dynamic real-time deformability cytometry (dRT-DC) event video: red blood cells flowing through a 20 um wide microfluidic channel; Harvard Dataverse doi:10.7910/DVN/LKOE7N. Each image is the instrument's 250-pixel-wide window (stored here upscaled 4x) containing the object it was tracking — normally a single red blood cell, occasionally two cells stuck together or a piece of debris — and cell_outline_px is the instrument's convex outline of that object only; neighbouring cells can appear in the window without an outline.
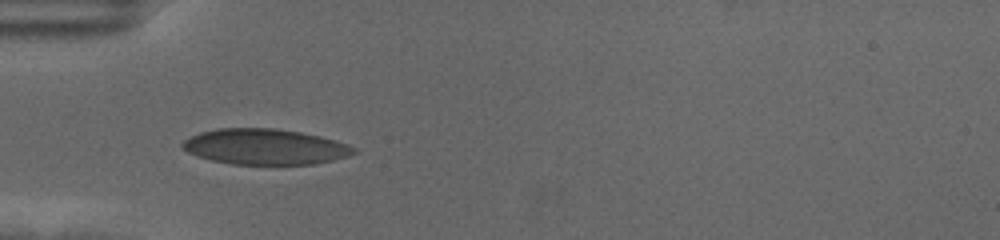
{"species": "human", "species_latin": "Homo sapiens", "temperature_condition": "cold", "stored_images_in_passage": 40, "camera_frame_rate_fps": 3000, "um_per_image_px": 0.085, "donor": {"sex": "female"}, "frame": {"image": 1, "passage_image": 1, "time_ms": 0.0, "image_size_px": [1000, 240], "cell_outline_px": [[356, 152], [348, 156], [316, 164], [232, 164], [212, 160], [196, 156], [188, 152], [180, 144], [184, 140], [200, 132], [216, 128], [276, 128], [300, 132], [320, 136], [336, 140], [348, 144], [356, 148]], "centroid_in_image_um": [22.53, 12.47], "position_along_channel_um": 62.5, "area_um2": 35.6}}
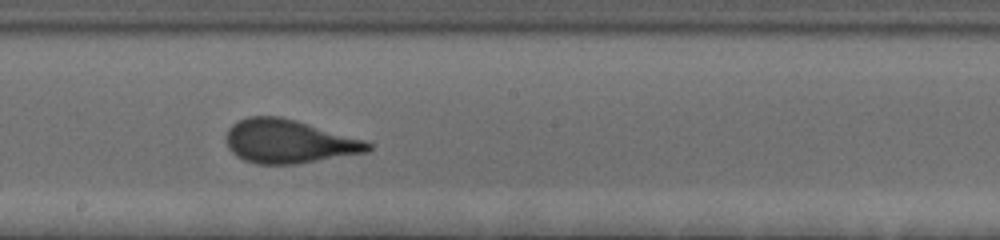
{"frame": {"image": 2, "passage_image": 15, "time_ms": 4.667, "image_size_px": [1000, 240], "cell_outline_px": [[372, 148], [368, 152], [296, 164], [256, 164], [244, 160], [236, 156], [228, 148], [228, 128], [232, 124], [248, 116], [280, 116], [296, 120], [364, 140], [372, 144]], "centroid_in_image_um": [24.55, 12.03], "position_along_channel_um": 223.7, "area_um2": 35.84}}
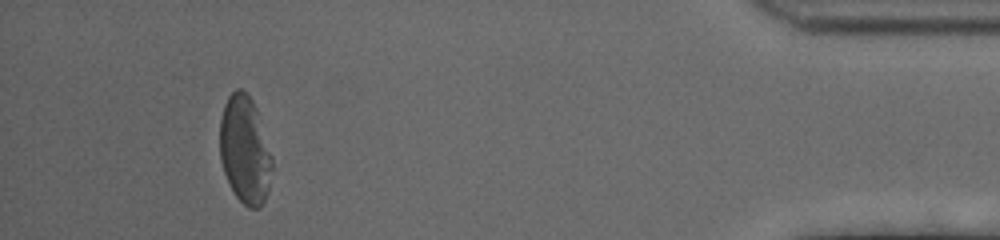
{"frame": {"image": 3, "passage_image": 36, "time_ms": 11.667, "image_size_px": [1000, 240], "cell_outline_px": [[276, 168], [268, 192], [260, 208], [248, 208], [236, 196], [224, 172], [220, 160], [220, 120], [224, 104], [228, 96], [236, 88], [240, 88], [252, 100], [256, 108]], "centroid_in_image_um": [20.85, 12.78], "position_along_channel_um": 414.4, "area_um2": 33.18}, "authors_computed_cell_mechanics": {"area_um2": 35.1713, "velocity_mm_per_s": 3.528, "shape_relaxation_time_tau1_ms": 4.2839, "shape_relaxation_time_tau2_ms": null, "deformation_change_tau1": 0.1534, "deformation_change_tau2": null}}